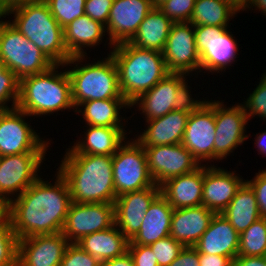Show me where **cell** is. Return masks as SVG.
<instances>
[{
  "label": "cell",
  "instance_id": "6da1fadb",
  "mask_svg": "<svg viewBox=\"0 0 266 266\" xmlns=\"http://www.w3.org/2000/svg\"><path fill=\"white\" fill-rule=\"evenodd\" d=\"M55 177L54 184L39 177L9 202V220L18 240L62 232L72 201L66 180L58 171Z\"/></svg>",
  "mask_w": 266,
  "mask_h": 266
},
{
  "label": "cell",
  "instance_id": "7a4b0ae2",
  "mask_svg": "<svg viewBox=\"0 0 266 266\" xmlns=\"http://www.w3.org/2000/svg\"><path fill=\"white\" fill-rule=\"evenodd\" d=\"M58 172L74 203H114L112 155L65 154Z\"/></svg>",
  "mask_w": 266,
  "mask_h": 266
},
{
  "label": "cell",
  "instance_id": "3957f363",
  "mask_svg": "<svg viewBox=\"0 0 266 266\" xmlns=\"http://www.w3.org/2000/svg\"><path fill=\"white\" fill-rule=\"evenodd\" d=\"M112 49L109 54L118 70L119 87L130 104L169 74L161 52L142 49L130 42Z\"/></svg>",
  "mask_w": 266,
  "mask_h": 266
},
{
  "label": "cell",
  "instance_id": "277c9868",
  "mask_svg": "<svg viewBox=\"0 0 266 266\" xmlns=\"http://www.w3.org/2000/svg\"><path fill=\"white\" fill-rule=\"evenodd\" d=\"M63 65H53L46 72L29 75L19 80V97L16 108L29 116H42L74 109L71 81L68 72H59Z\"/></svg>",
  "mask_w": 266,
  "mask_h": 266
},
{
  "label": "cell",
  "instance_id": "5b68a950",
  "mask_svg": "<svg viewBox=\"0 0 266 266\" xmlns=\"http://www.w3.org/2000/svg\"><path fill=\"white\" fill-rule=\"evenodd\" d=\"M10 22L15 29L33 42L54 64L64 65L71 56L64 43V29L53 17L44 0H34L11 9Z\"/></svg>",
  "mask_w": 266,
  "mask_h": 266
},
{
  "label": "cell",
  "instance_id": "8992f818",
  "mask_svg": "<svg viewBox=\"0 0 266 266\" xmlns=\"http://www.w3.org/2000/svg\"><path fill=\"white\" fill-rule=\"evenodd\" d=\"M94 63L81 64L85 56H72L62 67L68 69L71 81L72 101L75 109L86 101L105 99H125L119 87L118 70L110 54ZM83 60V61H82ZM79 62V63H78ZM81 66H80V65Z\"/></svg>",
  "mask_w": 266,
  "mask_h": 266
},
{
  "label": "cell",
  "instance_id": "52a82bcc",
  "mask_svg": "<svg viewBox=\"0 0 266 266\" xmlns=\"http://www.w3.org/2000/svg\"><path fill=\"white\" fill-rule=\"evenodd\" d=\"M10 21L0 23V60L19 80L46 72L55 65L33 42L15 29Z\"/></svg>",
  "mask_w": 266,
  "mask_h": 266
},
{
  "label": "cell",
  "instance_id": "ba28073f",
  "mask_svg": "<svg viewBox=\"0 0 266 266\" xmlns=\"http://www.w3.org/2000/svg\"><path fill=\"white\" fill-rule=\"evenodd\" d=\"M116 197L154 186L143 146L135 139L124 142L112 159Z\"/></svg>",
  "mask_w": 266,
  "mask_h": 266
},
{
  "label": "cell",
  "instance_id": "9c48e42d",
  "mask_svg": "<svg viewBox=\"0 0 266 266\" xmlns=\"http://www.w3.org/2000/svg\"><path fill=\"white\" fill-rule=\"evenodd\" d=\"M195 42L201 59V72L220 73L239 55L237 40L228 27L194 26ZM237 54V55H236Z\"/></svg>",
  "mask_w": 266,
  "mask_h": 266
},
{
  "label": "cell",
  "instance_id": "30bf717a",
  "mask_svg": "<svg viewBox=\"0 0 266 266\" xmlns=\"http://www.w3.org/2000/svg\"><path fill=\"white\" fill-rule=\"evenodd\" d=\"M18 108L0 110V156L46 153L50 142L42 140Z\"/></svg>",
  "mask_w": 266,
  "mask_h": 266
},
{
  "label": "cell",
  "instance_id": "8fae6325",
  "mask_svg": "<svg viewBox=\"0 0 266 266\" xmlns=\"http://www.w3.org/2000/svg\"><path fill=\"white\" fill-rule=\"evenodd\" d=\"M46 154L21 153L0 156V197L9 203L14 196L18 197L33 184L40 177L39 169Z\"/></svg>",
  "mask_w": 266,
  "mask_h": 266
},
{
  "label": "cell",
  "instance_id": "7c38bea8",
  "mask_svg": "<svg viewBox=\"0 0 266 266\" xmlns=\"http://www.w3.org/2000/svg\"><path fill=\"white\" fill-rule=\"evenodd\" d=\"M163 57L169 73L192 76L193 71L201 72V59L196 48L194 26L190 22H173Z\"/></svg>",
  "mask_w": 266,
  "mask_h": 266
},
{
  "label": "cell",
  "instance_id": "4fadbf2b",
  "mask_svg": "<svg viewBox=\"0 0 266 266\" xmlns=\"http://www.w3.org/2000/svg\"><path fill=\"white\" fill-rule=\"evenodd\" d=\"M219 100H215V140L214 160H223L234 149L242 145L248 135L245 134L248 116L242 103L228 107Z\"/></svg>",
  "mask_w": 266,
  "mask_h": 266
},
{
  "label": "cell",
  "instance_id": "5bb4252c",
  "mask_svg": "<svg viewBox=\"0 0 266 266\" xmlns=\"http://www.w3.org/2000/svg\"><path fill=\"white\" fill-rule=\"evenodd\" d=\"M114 224V203L71 202L62 233L69 243H76L82 237L108 229Z\"/></svg>",
  "mask_w": 266,
  "mask_h": 266
},
{
  "label": "cell",
  "instance_id": "9a60e30c",
  "mask_svg": "<svg viewBox=\"0 0 266 266\" xmlns=\"http://www.w3.org/2000/svg\"><path fill=\"white\" fill-rule=\"evenodd\" d=\"M215 132V100H206L190 113L181 142L200 165L214 160Z\"/></svg>",
  "mask_w": 266,
  "mask_h": 266
},
{
  "label": "cell",
  "instance_id": "2e32d148",
  "mask_svg": "<svg viewBox=\"0 0 266 266\" xmlns=\"http://www.w3.org/2000/svg\"><path fill=\"white\" fill-rule=\"evenodd\" d=\"M143 148L149 172L158 186L171 178L190 173L200 166L181 143Z\"/></svg>",
  "mask_w": 266,
  "mask_h": 266
},
{
  "label": "cell",
  "instance_id": "e0dca14e",
  "mask_svg": "<svg viewBox=\"0 0 266 266\" xmlns=\"http://www.w3.org/2000/svg\"><path fill=\"white\" fill-rule=\"evenodd\" d=\"M153 7L152 0H114L105 26L110 48L130 42Z\"/></svg>",
  "mask_w": 266,
  "mask_h": 266
},
{
  "label": "cell",
  "instance_id": "ac0fdd59",
  "mask_svg": "<svg viewBox=\"0 0 266 266\" xmlns=\"http://www.w3.org/2000/svg\"><path fill=\"white\" fill-rule=\"evenodd\" d=\"M68 244L62 232L21 238L17 266H60Z\"/></svg>",
  "mask_w": 266,
  "mask_h": 266
},
{
  "label": "cell",
  "instance_id": "d6986e66",
  "mask_svg": "<svg viewBox=\"0 0 266 266\" xmlns=\"http://www.w3.org/2000/svg\"><path fill=\"white\" fill-rule=\"evenodd\" d=\"M160 194V186L124 193L114 201L115 226L130 240L140 229L145 212Z\"/></svg>",
  "mask_w": 266,
  "mask_h": 266
},
{
  "label": "cell",
  "instance_id": "ffe728a7",
  "mask_svg": "<svg viewBox=\"0 0 266 266\" xmlns=\"http://www.w3.org/2000/svg\"><path fill=\"white\" fill-rule=\"evenodd\" d=\"M235 171L204 164L202 205L215 214L222 213L246 181Z\"/></svg>",
  "mask_w": 266,
  "mask_h": 266
},
{
  "label": "cell",
  "instance_id": "44dd1931",
  "mask_svg": "<svg viewBox=\"0 0 266 266\" xmlns=\"http://www.w3.org/2000/svg\"><path fill=\"white\" fill-rule=\"evenodd\" d=\"M186 74L169 73L153 88L141 94L130 105H138L144 120L160 118L173 111L178 86L187 78Z\"/></svg>",
  "mask_w": 266,
  "mask_h": 266
},
{
  "label": "cell",
  "instance_id": "7402d4cb",
  "mask_svg": "<svg viewBox=\"0 0 266 266\" xmlns=\"http://www.w3.org/2000/svg\"><path fill=\"white\" fill-rule=\"evenodd\" d=\"M204 164L194 171L171 178L160 185V194L173 209L202 205Z\"/></svg>",
  "mask_w": 266,
  "mask_h": 266
},
{
  "label": "cell",
  "instance_id": "603a6c76",
  "mask_svg": "<svg viewBox=\"0 0 266 266\" xmlns=\"http://www.w3.org/2000/svg\"><path fill=\"white\" fill-rule=\"evenodd\" d=\"M240 234L220 213L214 214L208 229L193 246L199 253L231 257L238 256Z\"/></svg>",
  "mask_w": 266,
  "mask_h": 266
},
{
  "label": "cell",
  "instance_id": "cb8c5ba5",
  "mask_svg": "<svg viewBox=\"0 0 266 266\" xmlns=\"http://www.w3.org/2000/svg\"><path fill=\"white\" fill-rule=\"evenodd\" d=\"M190 113L171 111L166 115L145 121L146 129L135 139L143 147L180 144Z\"/></svg>",
  "mask_w": 266,
  "mask_h": 266
},
{
  "label": "cell",
  "instance_id": "d4e9b609",
  "mask_svg": "<svg viewBox=\"0 0 266 266\" xmlns=\"http://www.w3.org/2000/svg\"><path fill=\"white\" fill-rule=\"evenodd\" d=\"M214 214L203 205L173 209L170 236L184 247H193L208 229Z\"/></svg>",
  "mask_w": 266,
  "mask_h": 266
},
{
  "label": "cell",
  "instance_id": "484cf974",
  "mask_svg": "<svg viewBox=\"0 0 266 266\" xmlns=\"http://www.w3.org/2000/svg\"><path fill=\"white\" fill-rule=\"evenodd\" d=\"M83 139L76 140L65 154L114 155L126 141L125 127L88 125ZM125 140V141H124Z\"/></svg>",
  "mask_w": 266,
  "mask_h": 266
},
{
  "label": "cell",
  "instance_id": "4316f807",
  "mask_svg": "<svg viewBox=\"0 0 266 266\" xmlns=\"http://www.w3.org/2000/svg\"><path fill=\"white\" fill-rule=\"evenodd\" d=\"M173 208L159 194L145 212L139 231L129 240L128 245H150L168 237L171 230Z\"/></svg>",
  "mask_w": 266,
  "mask_h": 266
},
{
  "label": "cell",
  "instance_id": "83f0119b",
  "mask_svg": "<svg viewBox=\"0 0 266 266\" xmlns=\"http://www.w3.org/2000/svg\"><path fill=\"white\" fill-rule=\"evenodd\" d=\"M105 34V25L84 14L64 28V43L71 57L87 56L83 48L99 46Z\"/></svg>",
  "mask_w": 266,
  "mask_h": 266
},
{
  "label": "cell",
  "instance_id": "f1b7e54d",
  "mask_svg": "<svg viewBox=\"0 0 266 266\" xmlns=\"http://www.w3.org/2000/svg\"><path fill=\"white\" fill-rule=\"evenodd\" d=\"M84 251L100 262L123 256L128 251L129 239L115 226L91 233L76 242Z\"/></svg>",
  "mask_w": 266,
  "mask_h": 266
},
{
  "label": "cell",
  "instance_id": "f546056e",
  "mask_svg": "<svg viewBox=\"0 0 266 266\" xmlns=\"http://www.w3.org/2000/svg\"><path fill=\"white\" fill-rule=\"evenodd\" d=\"M172 24L159 7H153L130 43L142 49L163 53Z\"/></svg>",
  "mask_w": 266,
  "mask_h": 266
},
{
  "label": "cell",
  "instance_id": "4dcf8cb0",
  "mask_svg": "<svg viewBox=\"0 0 266 266\" xmlns=\"http://www.w3.org/2000/svg\"><path fill=\"white\" fill-rule=\"evenodd\" d=\"M221 214L239 234L261 217L255 192L246 181L237 190L236 195Z\"/></svg>",
  "mask_w": 266,
  "mask_h": 266
},
{
  "label": "cell",
  "instance_id": "1f68e13d",
  "mask_svg": "<svg viewBox=\"0 0 266 266\" xmlns=\"http://www.w3.org/2000/svg\"><path fill=\"white\" fill-rule=\"evenodd\" d=\"M78 107L75 112L82 114L86 125L124 127L125 122L122 121L126 118L119 115L120 110L123 107L129 109L131 105L126 99H105L86 101Z\"/></svg>",
  "mask_w": 266,
  "mask_h": 266
},
{
  "label": "cell",
  "instance_id": "d6a6232c",
  "mask_svg": "<svg viewBox=\"0 0 266 266\" xmlns=\"http://www.w3.org/2000/svg\"><path fill=\"white\" fill-rule=\"evenodd\" d=\"M239 13L223 0H196L190 19L193 26L229 27V21Z\"/></svg>",
  "mask_w": 266,
  "mask_h": 266
},
{
  "label": "cell",
  "instance_id": "836d02e7",
  "mask_svg": "<svg viewBox=\"0 0 266 266\" xmlns=\"http://www.w3.org/2000/svg\"><path fill=\"white\" fill-rule=\"evenodd\" d=\"M238 256H266V218L260 217L240 234Z\"/></svg>",
  "mask_w": 266,
  "mask_h": 266
},
{
  "label": "cell",
  "instance_id": "e575fe53",
  "mask_svg": "<svg viewBox=\"0 0 266 266\" xmlns=\"http://www.w3.org/2000/svg\"><path fill=\"white\" fill-rule=\"evenodd\" d=\"M57 20L59 25L64 29L74 19L85 14L86 0H44Z\"/></svg>",
  "mask_w": 266,
  "mask_h": 266
},
{
  "label": "cell",
  "instance_id": "d590c367",
  "mask_svg": "<svg viewBox=\"0 0 266 266\" xmlns=\"http://www.w3.org/2000/svg\"><path fill=\"white\" fill-rule=\"evenodd\" d=\"M18 97L19 79L0 60V110L16 108ZM10 101L12 105L8 106L7 103Z\"/></svg>",
  "mask_w": 266,
  "mask_h": 266
},
{
  "label": "cell",
  "instance_id": "8d00e7d4",
  "mask_svg": "<svg viewBox=\"0 0 266 266\" xmlns=\"http://www.w3.org/2000/svg\"><path fill=\"white\" fill-rule=\"evenodd\" d=\"M18 239L9 218L0 225V266H17Z\"/></svg>",
  "mask_w": 266,
  "mask_h": 266
},
{
  "label": "cell",
  "instance_id": "74e56055",
  "mask_svg": "<svg viewBox=\"0 0 266 266\" xmlns=\"http://www.w3.org/2000/svg\"><path fill=\"white\" fill-rule=\"evenodd\" d=\"M154 252V256L158 261L159 266L170 265L179 255L184 246L176 241L170 235L159 239L155 243L149 245Z\"/></svg>",
  "mask_w": 266,
  "mask_h": 266
},
{
  "label": "cell",
  "instance_id": "f35d334b",
  "mask_svg": "<svg viewBox=\"0 0 266 266\" xmlns=\"http://www.w3.org/2000/svg\"><path fill=\"white\" fill-rule=\"evenodd\" d=\"M260 79L259 85L243 102L248 120L255 115L264 121L266 120V80L263 77Z\"/></svg>",
  "mask_w": 266,
  "mask_h": 266
},
{
  "label": "cell",
  "instance_id": "ab89813d",
  "mask_svg": "<svg viewBox=\"0 0 266 266\" xmlns=\"http://www.w3.org/2000/svg\"><path fill=\"white\" fill-rule=\"evenodd\" d=\"M196 0H167L159 9L172 22H189L194 10Z\"/></svg>",
  "mask_w": 266,
  "mask_h": 266
},
{
  "label": "cell",
  "instance_id": "60d3db41",
  "mask_svg": "<svg viewBox=\"0 0 266 266\" xmlns=\"http://www.w3.org/2000/svg\"><path fill=\"white\" fill-rule=\"evenodd\" d=\"M60 266H101V262L76 243H69Z\"/></svg>",
  "mask_w": 266,
  "mask_h": 266
},
{
  "label": "cell",
  "instance_id": "b9f144b4",
  "mask_svg": "<svg viewBox=\"0 0 266 266\" xmlns=\"http://www.w3.org/2000/svg\"><path fill=\"white\" fill-rule=\"evenodd\" d=\"M187 78L178 86L175 101H174V111H185L187 113H192L198 110L206 100H196L192 98L190 86L186 82ZM190 91V92H189Z\"/></svg>",
  "mask_w": 266,
  "mask_h": 266
},
{
  "label": "cell",
  "instance_id": "7bdbcfd3",
  "mask_svg": "<svg viewBox=\"0 0 266 266\" xmlns=\"http://www.w3.org/2000/svg\"><path fill=\"white\" fill-rule=\"evenodd\" d=\"M114 0H86L85 14L106 26Z\"/></svg>",
  "mask_w": 266,
  "mask_h": 266
},
{
  "label": "cell",
  "instance_id": "ee69618b",
  "mask_svg": "<svg viewBox=\"0 0 266 266\" xmlns=\"http://www.w3.org/2000/svg\"><path fill=\"white\" fill-rule=\"evenodd\" d=\"M256 195V201L261 217L266 218V169L256 173L252 180H246Z\"/></svg>",
  "mask_w": 266,
  "mask_h": 266
},
{
  "label": "cell",
  "instance_id": "f6af8a7d",
  "mask_svg": "<svg viewBox=\"0 0 266 266\" xmlns=\"http://www.w3.org/2000/svg\"><path fill=\"white\" fill-rule=\"evenodd\" d=\"M134 266H159L153 250L148 245H128L127 251Z\"/></svg>",
  "mask_w": 266,
  "mask_h": 266
},
{
  "label": "cell",
  "instance_id": "bcb514c9",
  "mask_svg": "<svg viewBox=\"0 0 266 266\" xmlns=\"http://www.w3.org/2000/svg\"><path fill=\"white\" fill-rule=\"evenodd\" d=\"M168 266H199V252L194 247H184Z\"/></svg>",
  "mask_w": 266,
  "mask_h": 266
},
{
  "label": "cell",
  "instance_id": "7dc6e473",
  "mask_svg": "<svg viewBox=\"0 0 266 266\" xmlns=\"http://www.w3.org/2000/svg\"><path fill=\"white\" fill-rule=\"evenodd\" d=\"M199 266H233V259L216 254L199 253Z\"/></svg>",
  "mask_w": 266,
  "mask_h": 266
},
{
  "label": "cell",
  "instance_id": "c3c4849f",
  "mask_svg": "<svg viewBox=\"0 0 266 266\" xmlns=\"http://www.w3.org/2000/svg\"><path fill=\"white\" fill-rule=\"evenodd\" d=\"M233 266H266V256H237Z\"/></svg>",
  "mask_w": 266,
  "mask_h": 266
},
{
  "label": "cell",
  "instance_id": "681fc988",
  "mask_svg": "<svg viewBox=\"0 0 266 266\" xmlns=\"http://www.w3.org/2000/svg\"><path fill=\"white\" fill-rule=\"evenodd\" d=\"M101 266H134L131 255L126 252L123 256L101 262Z\"/></svg>",
  "mask_w": 266,
  "mask_h": 266
},
{
  "label": "cell",
  "instance_id": "f907efd6",
  "mask_svg": "<svg viewBox=\"0 0 266 266\" xmlns=\"http://www.w3.org/2000/svg\"><path fill=\"white\" fill-rule=\"evenodd\" d=\"M34 0H0V6L7 13L13 8L24 5Z\"/></svg>",
  "mask_w": 266,
  "mask_h": 266
},
{
  "label": "cell",
  "instance_id": "816d5d0a",
  "mask_svg": "<svg viewBox=\"0 0 266 266\" xmlns=\"http://www.w3.org/2000/svg\"><path fill=\"white\" fill-rule=\"evenodd\" d=\"M254 143L257 146L258 151L260 152L259 154L266 156V131L262 133H256Z\"/></svg>",
  "mask_w": 266,
  "mask_h": 266
},
{
  "label": "cell",
  "instance_id": "f5cc1de1",
  "mask_svg": "<svg viewBox=\"0 0 266 266\" xmlns=\"http://www.w3.org/2000/svg\"><path fill=\"white\" fill-rule=\"evenodd\" d=\"M253 7L255 10L261 11V14L266 16V0H249L248 5L246 9H251L253 10Z\"/></svg>",
  "mask_w": 266,
  "mask_h": 266
},
{
  "label": "cell",
  "instance_id": "db71d44e",
  "mask_svg": "<svg viewBox=\"0 0 266 266\" xmlns=\"http://www.w3.org/2000/svg\"><path fill=\"white\" fill-rule=\"evenodd\" d=\"M9 203L0 197V225L9 218Z\"/></svg>",
  "mask_w": 266,
  "mask_h": 266
},
{
  "label": "cell",
  "instance_id": "11a10c76",
  "mask_svg": "<svg viewBox=\"0 0 266 266\" xmlns=\"http://www.w3.org/2000/svg\"><path fill=\"white\" fill-rule=\"evenodd\" d=\"M223 1L228 2L238 12H240V10L246 11V7L249 2V0H223Z\"/></svg>",
  "mask_w": 266,
  "mask_h": 266
},
{
  "label": "cell",
  "instance_id": "9f6ffc18",
  "mask_svg": "<svg viewBox=\"0 0 266 266\" xmlns=\"http://www.w3.org/2000/svg\"><path fill=\"white\" fill-rule=\"evenodd\" d=\"M165 1H167V0H152V4L154 7H159Z\"/></svg>",
  "mask_w": 266,
  "mask_h": 266
},
{
  "label": "cell",
  "instance_id": "6f0895ef",
  "mask_svg": "<svg viewBox=\"0 0 266 266\" xmlns=\"http://www.w3.org/2000/svg\"><path fill=\"white\" fill-rule=\"evenodd\" d=\"M6 16H7L6 12L0 6V23L3 22V20L1 18H5Z\"/></svg>",
  "mask_w": 266,
  "mask_h": 266
},
{
  "label": "cell",
  "instance_id": "680465c9",
  "mask_svg": "<svg viewBox=\"0 0 266 266\" xmlns=\"http://www.w3.org/2000/svg\"><path fill=\"white\" fill-rule=\"evenodd\" d=\"M262 77L266 80V72L262 75Z\"/></svg>",
  "mask_w": 266,
  "mask_h": 266
}]
</instances>
